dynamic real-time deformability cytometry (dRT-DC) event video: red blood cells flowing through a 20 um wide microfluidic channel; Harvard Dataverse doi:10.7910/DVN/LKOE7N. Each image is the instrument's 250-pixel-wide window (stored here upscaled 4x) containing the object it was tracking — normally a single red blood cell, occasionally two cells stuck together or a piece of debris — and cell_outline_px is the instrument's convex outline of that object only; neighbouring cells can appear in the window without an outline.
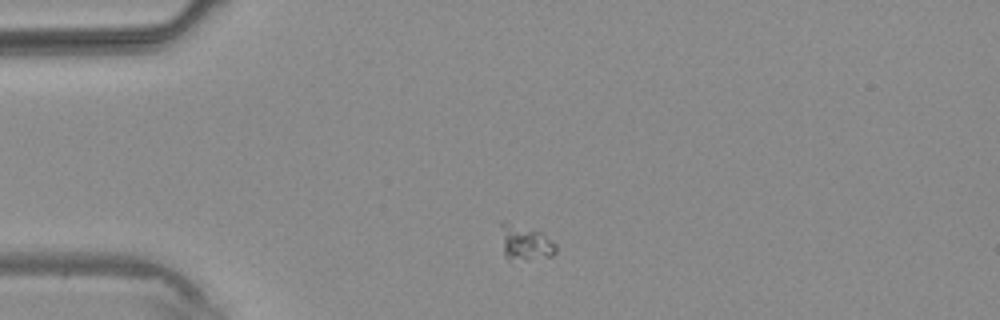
{"species": "common noctule bat (a hibernating species)", "species_latin": "Nyctalus noctula", "temperature_condition": "warm", "stored_images_in_passage": 3, "camera_frame_rate_fps": 3000, "um_per_image_px": 0.085, "animal": {"sex": "male", "body_mass_g": 20.4}, "frame": {"image": 1, "passage_image": 1, "time_ms": 0.0, "image_size_px": [1000, 320], "cell_outline_px": [[556, 252], [552, 256], [508, 260], [504, 256], [500, 224], [500, 220], [504, 220], [540, 232], [556, 244]], "centroid_in_image_um": [44.59, 20.6], "position_along_channel_um": 40.4, "area_um2": 11.1}}